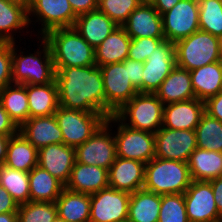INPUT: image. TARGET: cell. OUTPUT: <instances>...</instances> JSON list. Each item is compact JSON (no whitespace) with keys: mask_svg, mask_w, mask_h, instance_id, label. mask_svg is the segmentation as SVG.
<instances>
[{"mask_svg":"<svg viewBox=\"0 0 222 222\" xmlns=\"http://www.w3.org/2000/svg\"><path fill=\"white\" fill-rule=\"evenodd\" d=\"M10 137L11 136L0 134V165L5 162Z\"/></svg>","mask_w":222,"mask_h":222,"instance_id":"cell-50","label":"cell"},{"mask_svg":"<svg viewBox=\"0 0 222 222\" xmlns=\"http://www.w3.org/2000/svg\"><path fill=\"white\" fill-rule=\"evenodd\" d=\"M197 148L222 152V122L204 112L196 129Z\"/></svg>","mask_w":222,"mask_h":222,"instance_id":"cell-36","label":"cell"},{"mask_svg":"<svg viewBox=\"0 0 222 222\" xmlns=\"http://www.w3.org/2000/svg\"><path fill=\"white\" fill-rule=\"evenodd\" d=\"M107 187H109L107 169L76 161L70 179L65 185L67 190L86 194H93Z\"/></svg>","mask_w":222,"mask_h":222,"instance_id":"cell-22","label":"cell"},{"mask_svg":"<svg viewBox=\"0 0 222 222\" xmlns=\"http://www.w3.org/2000/svg\"><path fill=\"white\" fill-rule=\"evenodd\" d=\"M30 201L56 202L65 185L38 165L29 172Z\"/></svg>","mask_w":222,"mask_h":222,"instance_id":"cell-33","label":"cell"},{"mask_svg":"<svg viewBox=\"0 0 222 222\" xmlns=\"http://www.w3.org/2000/svg\"><path fill=\"white\" fill-rule=\"evenodd\" d=\"M180 0H154L152 6L160 15L172 9Z\"/></svg>","mask_w":222,"mask_h":222,"instance_id":"cell-49","label":"cell"},{"mask_svg":"<svg viewBox=\"0 0 222 222\" xmlns=\"http://www.w3.org/2000/svg\"><path fill=\"white\" fill-rule=\"evenodd\" d=\"M0 222H18L17 212L0 213Z\"/></svg>","mask_w":222,"mask_h":222,"instance_id":"cell-51","label":"cell"},{"mask_svg":"<svg viewBox=\"0 0 222 222\" xmlns=\"http://www.w3.org/2000/svg\"><path fill=\"white\" fill-rule=\"evenodd\" d=\"M29 118L54 115L59 107L58 87L52 83L27 85Z\"/></svg>","mask_w":222,"mask_h":222,"instance_id":"cell-27","label":"cell"},{"mask_svg":"<svg viewBox=\"0 0 222 222\" xmlns=\"http://www.w3.org/2000/svg\"><path fill=\"white\" fill-rule=\"evenodd\" d=\"M54 115L62 131L63 143L73 148L87 141L107 119L100 113L72 110L61 106Z\"/></svg>","mask_w":222,"mask_h":222,"instance_id":"cell-7","label":"cell"},{"mask_svg":"<svg viewBox=\"0 0 222 222\" xmlns=\"http://www.w3.org/2000/svg\"><path fill=\"white\" fill-rule=\"evenodd\" d=\"M219 53H220V58L222 61V36L219 37Z\"/></svg>","mask_w":222,"mask_h":222,"instance_id":"cell-53","label":"cell"},{"mask_svg":"<svg viewBox=\"0 0 222 222\" xmlns=\"http://www.w3.org/2000/svg\"><path fill=\"white\" fill-rule=\"evenodd\" d=\"M205 112L222 122V92L205 101Z\"/></svg>","mask_w":222,"mask_h":222,"instance_id":"cell-45","label":"cell"},{"mask_svg":"<svg viewBox=\"0 0 222 222\" xmlns=\"http://www.w3.org/2000/svg\"><path fill=\"white\" fill-rule=\"evenodd\" d=\"M131 40L122 26L116 28L94 49L96 65L99 67L123 62L128 58Z\"/></svg>","mask_w":222,"mask_h":222,"instance_id":"cell-25","label":"cell"},{"mask_svg":"<svg viewBox=\"0 0 222 222\" xmlns=\"http://www.w3.org/2000/svg\"><path fill=\"white\" fill-rule=\"evenodd\" d=\"M110 125L109 117L87 141L75 148L76 162L110 169L117 158L116 132H110Z\"/></svg>","mask_w":222,"mask_h":222,"instance_id":"cell-8","label":"cell"},{"mask_svg":"<svg viewBox=\"0 0 222 222\" xmlns=\"http://www.w3.org/2000/svg\"><path fill=\"white\" fill-rule=\"evenodd\" d=\"M125 66H128L129 78L132 85L142 93V74H143V63L139 61H134L130 59H125L123 61Z\"/></svg>","mask_w":222,"mask_h":222,"instance_id":"cell-43","label":"cell"},{"mask_svg":"<svg viewBox=\"0 0 222 222\" xmlns=\"http://www.w3.org/2000/svg\"><path fill=\"white\" fill-rule=\"evenodd\" d=\"M164 40L165 38L150 37L132 39L128 59L144 63Z\"/></svg>","mask_w":222,"mask_h":222,"instance_id":"cell-41","label":"cell"},{"mask_svg":"<svg viewBox=\"0 0 222 222\" xmlns=\"http://www.w3.org/2000/svg\"><path fill=\"white\" fill-rule=\"evenodd\" d=\"M155 157L188 162L197 148L195 130H173L161 127L155 134Z\"/></svg>","mask_w":222,"mask_h":222,"instance_id":"cell-13","label":"cell"},{"mask_svg":"<svg viewBox=\"0 0 222 222\" xmlns=\"http://www.w3.org/2000/svg\"><path fill=\"white\" fill-rule=\"evenodd\" d=\"M131 39L165 38L162 16L151 4H140L122 25Z\"/></svg>","mask_w":222,"mask_h":222,"instance_id":"cell-20","label":"cell"},{"mask_svg":"<svg viewBox=\"0 0 222 222\" xmlns=\"http://www.w3.org/2000/svg\"><path fill=\"white\" fill-rule=\"evenodd\" d=\"M154 0H138L140 4H152Z\"/></svg>","mask_w":222,"mask_h":222,"instance_id":"cell-54","label":"cell"},{"mask_svg":"<svg viewBox=\"0 0 222 222\" xmlns=\"http://www.w3.org/2000/svg\"><path fill=\"white\" fill-rule=\"evenodd\" d=\"M74 14L78 17L82 14L98 9V0H68Z\"/></svg>","mask_w":222,"mask_h":222,"instance_id":"cell-46","label":"cell"},{"mask_svg":"<svg viewBox=\"0 0 222 222\" xmlns=\"http://www.w3.org/2000/svg\"><path fill=\"white\" fill-rule=\"evenodd\" d=\"M176 65L188 71L221 61L219 38L197 30L175 43Z\"/></svg>","mask_w":222,"mask_h":222,"instance_id":"cell-6","label":"cell"},{"mask_svg":"<svg viewBox=\"0 0 222 222\" xmlns=\"http://www.w3.org/2000/svg\"><path fill=\"white\" fill-rule=\"evenodd\" d=\"M59 106L106 117V98L101 69L87 67H54Z\"/></svg>","mask_w":222,"mask_h":222,"instance_id":"cell-1","label":"cell"},{"mask_svg":"<svg viewBox=\"0 0 222 222\" xmlns=\"http://www.w3.org/2000/svg\"><path fill=\"white\" fill-rule=\"evenodd\" d=\"M154 94L164 105L194 99L190 72L176 65Z\"/></svg>","mask_w":222,"mask_h":222,"instance_id":"cell-23","label":"cell"},{"mask_svg":"<svg viewBox=\"0 0 222 222\" xmlns=\"http://www.w3.org/2000/svg\"><path fill=\"white\" fill-rule=\"evenodd\" d=\"M130 193L107 187L90 194L89 222H123L128 219Z\"/></svg>","mask_w":222,"mask_h":222,"instance_id":"cell-12","label":"cell"},{"mask_svg":"<svg viewBox=\"0 0 222 222\" xmlns=\"http://www.w3.org/2000/svg\"><path fill=\"white\" fill-rule=\"evenodd\" d=\"M32 16L43 27L39 31L41 37L53 29L74 27L77 18L68 0H32L28 17Z\"/></svg>","mask_w":222,"mask_h":222,"instance_id":"cell-16","label":"cell"},{"mask_svg":"<svg viewBox=\"0 0 222 222\" xmlns=\"http://www.w3.org/2000/svg\"><path fill=\"white\" fill-rule=\"evenodd\" d=\"M163 109L164 104L154 93H137L114 115L133 129L155 134L162 127Z\"/></svg>","mask_w":222,"mask_h":222,"instance_id":"cell-5","label":"cell"},{"mask_svg":"<svg viewBox=\"0 0 222 222\" xmlns=\"http://www.w3.org/2000/svg\"><path fill=\"white\" fill-rule=\"evenodd\" d=\"M139 5L138 0H98V10L118 26H122Z\"/></svg>","mask_w":222,"mask_h":222,"instance_id":"cell-40","label":"cell"},{"mask_svg":"<svg viewBox=\"0 0 222 222\" xmlns=\"http://www.w3.org/2000/svg\"><path fill=\"white\" fill-rule=\"evenodd\" d=\"M204 112L205 102L197 98L166 104L163 109L162 127L195 130Z\"/></svg>","mask_w":222,"mask_h":222,"instance_id":"cell-19","label":"cell"},{"mask_svg":"<svg viewBox=\"0 0 222 222\" xmlns=\"http://www.w3.org/2000/svg\"><path fill=\"white\" fill-rule=\"evenodd\" d=\"M12 83V43L0 42V90Z\"/></svg>","mask_w":222,"mask_h":222,"instance_id":"cell-42","label":"cell"},{"mask_svg":"<svg viewBox=\"0 0 222 222\" xmlns=\"http://www.w3.org/2000/svg\"><path fill=\"white\" fill-rule=\"evenodd\" d=\"M18 207V203L8 191L0 185V213L17 212Z\"/></svg>","mask_w":222,"mask_h":222,"instance_id":"cell-47","label":"cell"},{"mask_svg":"<svg viewBox=\"0 0 222 222\" xmlns=\"http://www.w3.org/2000/svg\"><path fill=\"white\" fill-rule=\"evenodd\" d=\"M175 66V44L164 40L143 63L142 93H155Z\"/></svg>","mask_w":222,"mask_h":222,"instance_id":"cell-15","label":"cell"},{"mask_svg":"<svg viewBox=\"0 0 222 222\" xmlns=\"http://www.w3.org/2000/svg\"><path fill=\"white\" fill-rule=\"evenodd\" d=\"M53 222H67L66 220L60 218L58 215L55 217V219L53 220Z\"/></svg>","mask_w":222,"mask_h":222,"instance_id":"cell-55","label":"cell"},{"mask_svg":"<svg viewBox=\"0 0 222 222\" xmlns=\"http://www.w3.org/2000/svg\"><path fill=\"white\" fill-rule=\"evenodd\" d=\"M118 27L98 9L78 16L74 24V28L94 49Z\"/></svg>","mask_w":222,"mask_h":222,"instance_id":"cell-24","label":"cell"},{"mask_svg":"<svg viewBox=\"0 0 222 222\" xmlns=\"http://www.w3.org/2000/svg\"><path fill=\"white\" fill-rule=\"evenodd\" d=\"M210 184L214 192V199L217 204L219 215L222 217V176L210 180Z\"/></svg>","mask_w":222,"mask_h":222,"instance_id":"cell-48","label":"cell"},{"mask_svg":"<svg viewBox=\"0 0 222 222\" xmlns=\"http://www.w3.org/2000/svg\"><path fill=\"white\" fill-rule=\"evenodd\" d=\"M103 78L106 98V118L114 115L138 90L132 85L128 66L123 62L99 66Z\"/></svg>","mask_w":222,"mask_h":222,"instance_id":"cell-10","label":"cell"},{"mask_svg":"<svg viewBox=\"0 0 222 222\" xmlns=\"http://www.w3.org/2000/svg\"><path fill=\"white\" fill-rule=\"evenodd\" d=\"M200 30L222 36V0H197Z\"/></svg>","mask_w":222,"mask_h":222,"instance_id":"cell-37","label":"cell"},{"mask_svg":"<svg viewBox=\"0 0 222 222\" xmlns=\"http://www.w3.org/2000/svg\"><path fill=\"white\" fill-rule=\"evenodd\" d=\"M195 98L206 101L217 95L222 85V61L189 71Z\"/></svg>","mask_w":222,"mask_h":222,"instance_id":"cell-28","label":"cell"},{"mask_svg":"<svg viewBox=\"0 0 222 222\" xmlns=\"http://www.w3.org/2000/svg\"><path fill=\"white\" fill-rule=\"evenodd\" d=\"M4 165L29 173L38 165V149L18 132L9 139Z\"/></svg>","mask_w":222,"mask_h":222,"instance_id":"cell-29","label":"cell"},{"mask_svg":"<svg viewBox=\"0 0 222 222\" xmlns=\"http://www.w3.org/2000/svg\"><path fill=\"white\" fill-rule=\"evenodd\" d=\"M18 222H53L57 214L55 202L29 201L18 207Z\"/></svg>","mask_w":222,"mask_h":222,"instance_id":"cell-38","label":"cell"},{"mask_svg":"<svg viewBox=\"0 0 222 222\" xmlns=\"http://www.w3.org/2000/svg\"><path fill=\"white\" fill-rule=\"evenodd\" d=\"M109 187L132 194L145 183V163L118 157L108 170Z\"/></svg>","mask_w":222,"mask_h":222,"instance_id":"cell-18","label":"cell"},{"mask_svg":"<svg viewBox=\"0 0 222 222\" xmlns=\"http://www.w3.org/2000/svg\"><path fill=\"white\" fill-rule=\"evenodd\" d=\"M19 132V127L10 118L7 111L0 104V134L13 136Z\"/></svg>","mask_w":222,"mask_h":222,"instance_id":"cell-44","label":"cell"},{"mask_svg":"<svg viewBox=\"0 0 222 222\" xmlns=\"http://www.w3.org/2000/svg\"><path fill=\"white\" fill-rule=\"evenodd\" d=\"M38 39L42 40L40 47L43 48L29 55H23L21 50L22 55L17 54V47L15 48L17 45L12 43V83L38 85L52 83L55 80L50 46L42 37Z\"/></svg>","mask_w":222,"mask_h":222,"instance_id":"cell-4","label":"cell"},{"mask_svg":"<svg viewBox=\"0 0 222 222\" xmlns=\"http://www.w3.org/2000/svg\"><path fill=\"white\" fill-rule=\"evenodd\" d=\"M42 38L50 46L54 67L96 65L94 48L74 27L53 29Z\"/></svg>","mask_w":222,"mask_h":222,"instance_id":"cell-2","label":"cell"},{"mask_svg":"<svg viewBox=\"0 0 222 222\" xmlns=\"http://www.w3.org/2000/svg\"><path fill=\"white\" fill-rule=\"evenodd\" d=\"M0 185L3 186L18 205L30 201L29 173L0 165Z\"/></svg>","mask_w":222,"mask_h":222,"instance_id":"cell-35","label":"cell"},{"mask_svg":"<svg viewBox=\"0 0 222 222\" xmlns=\"http://www.w3.org/2000/svg\"><path fill=\"white\" fill-rule=\"evenodd\" d=\"M184 201L189 222H222L210 181L192 180Z\"/></svg>","mask_w":222,"mask_h":222,"instance_id":"cell-14","label":"cell"},{"mask_svg":"<svg viewBox=\"0 0 222 222\" xmlns=\"http://www.w3.org/2000/svg\"><path fill=\"white\" fill-rule=\"evenodd\" d=\"M76 161L75 148L64 143L51 144L38 149V166L66 185Z\"/></svg>","mask_w":222,"mask_h":222,"instance_id":"cell-17","label":"cell"},{"mask_svg":"<svg viewBox=\"0 0 222 222\" xmlns=\"http://www.w3.org/2000/svg\"><path fill=\"white\" fill-rule=\"evenodd\" d=\"M191 182L187 162L154 157L145 164V190L159 195L184 194Z\"/></svg>","mask_w":222,"mask_h":222,"instance_id":"cell-3","label":"cell"},{"mask_svg":"<svg viewBox=\"0 0 222 222\" xmlns=\"http://www.w3.org/2000/svg\"><path fill=\"white\" fill-rule=\"evenodd\" d=\"M158 222H189L184 194L161 195Z\"/></svg>","mask_w":222,"mask_h":222,"instance_id":"cell-39","label":"cell"},{"mask_svg":"<svg viewBox=\"0 0 222 222\" xmlns=\"http://www.w3.org/2000/svg\"><path fill=\"white\" fill-rule=\"evenodd\" d=\"M187 163L192 180L210 181L222 176V152L196 148Z\"/></svg>","mask_w":222,"mask_h":222,"instance_id":"cell-30","label":"cell"},{"mask_svg":"<svg viewBox=\"0 0 222 222\" xmlns=\"http://www.w3.org/2000/svg\"><path fill=\"white\" fill-rule=\"evenodd\" d=\"M0 104L20 127L29 118L27 85L11 83L0 90Z\"/></svg>","mask_w":222,"mask_h":222,"instance_id":"cell-34","label":"cell"},{"mask_svg":"<svg viewBox=\"0 0 222 222\" xmlns=\"http://www.w3.org/2000/svg\"><path fill=\"white\" fill-rule=\"evenodd\" d=\"M161 207V195L144 188L130 195L128 221L158 222Z\"/></svg>","mask_w":222,"mask_h":222,"instance_id":"cell-32","label":"cell"},{"mask_svg":"<svg viewBox=\"0 0 222 222\" xmlns=\"http://www.w3.org/2000/svg\"><path fill=\"white\" fill-rule=\"evenodd\" d=\"M110 123H118L114 136L118 157L145 164L155 157L154 133L133 129L123 124L115 115L110 116Z\"/></svg>","mask_w":222,"mask_h":222,"instance_id":"cell-9","label":"cell"},{"mask_svg":"<svg viewBox=\"0 0 222 222\" xmlns=\"http://www.w3.org/2000/svg\"><path fill=\"white\" fill-rule=\"evenodd\" d=\"M28 8L9 0H0V42L16 43L15 31L27 28L31 24Z\"/></svg>","mask_w":222,"mask_h":222,"instance_id":"cell-26","label":"cell"},{"mask_svg":"<svg viewBox=\"0 0 222 222\" xmlns=\"http://www.w3.org/2000/svg\"><path fill=\"white\" fill-rule=\"evenodd\" d=\"M19 132L37 149L63 143L62 131L55 115L28 118Z\"/></svg>","mask_w":222,"mask_h":222,"instance_id":"cell-21","label":"cell"},{"mask_svg":"<svg viewBox=\"0 0 222 222\" xmlns=\"http://www.w3.org/2000/svg\"><path fill=\"white\" fill-rule=\"evenodd\" d=\"M9 1L19 3L23 6H25L26 8H29L32 3V0H9Z\"/></svg>","mask_w":222,"mask_h":222,"instance_id":"cell-52","label":"cell"},{"mask_svg":"<svg viewBox=\"0 0 222 222\" xmlns=\"http://www.w3.org/2000/svg\"><path fill=\"white\" fill-rule=\"evenodd\" d=\"M165 40L176 42L200 29L197 0H180L172 9L162 15Z\"/></svg>","mask_w":222,"mask_h":222,"instance_id":"cell-11","label":"cell"},{"mask_svg":"<svg viewBox=\"0 0 222 222\" xmlns=\"http://www.w3.org/2000/svg\"><path fill=\"white\" fill-rule=\"evenodd\" d=\"M55 203L58 216L67 222H89L90 194L76 193L65 188Z\"/></svg>","mask_w":222,"mask_h":222,"instance_id":"cell-31","label":"cell"}]
</instances>
